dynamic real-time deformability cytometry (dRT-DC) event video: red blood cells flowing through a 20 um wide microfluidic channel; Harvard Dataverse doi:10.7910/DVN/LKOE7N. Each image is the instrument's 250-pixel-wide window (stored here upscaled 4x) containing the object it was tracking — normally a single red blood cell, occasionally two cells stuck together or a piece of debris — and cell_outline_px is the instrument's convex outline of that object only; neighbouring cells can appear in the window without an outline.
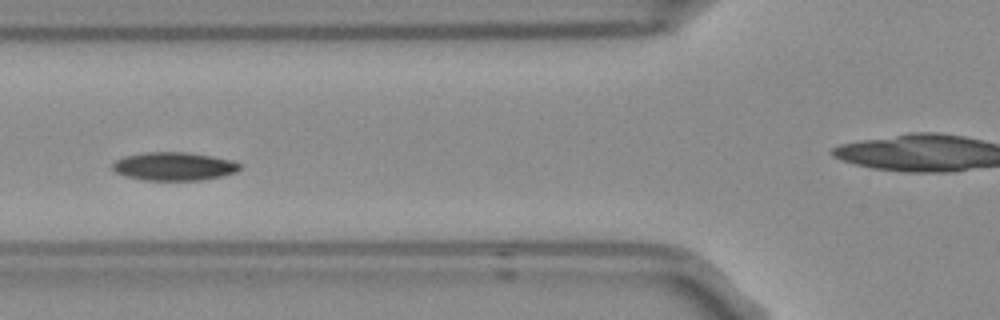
{"species": "Egyptian fruit bat (a non-hibernating species)", "species_latin": "Rousettus aegyptiacus", "temperature_condition": "room temperature", "stored_images_in_passage": 7, "camera_frame_rate_fps": 3000, "um_per_image_px": 0.085, "frame": {"image": 1, "passage_image": 4, "time_ms": 1.0, "image_size_px": [1000, 320], "cell_outline_px": [[244, 164], [236, 172], [224, 176], [200, 180], [144, 180], [124, 176], [116, 172], [112, 168], [112, 164], [116, 160], [124, 156], [144, 152], [184, 152], [212, 156], [232, 160]], "centroid_in_image_um": [14.81, 14.14], "position_along_channel_um": 111.0, "area_um2": 21.15}}